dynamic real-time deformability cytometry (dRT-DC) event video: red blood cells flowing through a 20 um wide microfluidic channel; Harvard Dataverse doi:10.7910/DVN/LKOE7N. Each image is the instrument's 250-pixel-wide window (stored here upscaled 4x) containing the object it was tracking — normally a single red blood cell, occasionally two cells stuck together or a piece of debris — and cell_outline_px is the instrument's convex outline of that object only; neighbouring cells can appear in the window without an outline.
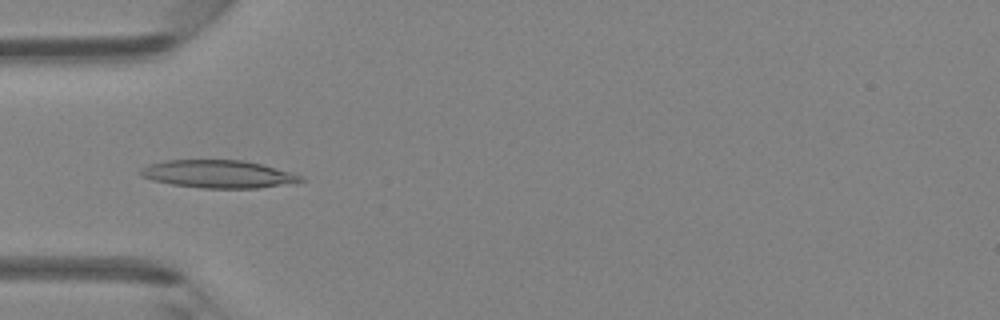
{"species": "Egyptian fruit bat (a non-hibernating species)", "species_latin": "Rousettus aegyptiacus", "temperature_condition": "room temperature", "stored_images_in_passage": 47, "camera_frame_rate_fps": 3000, "um_per_image_px": 0.085, "animal": {"sex": "female"}, "frame": {"image": 1, "passage_image": 15, "time_ms": 4.667, "image_size_px": [1000, 320], "cell_outline_px": [[304, 180], [296, 184], [256, 188], [204, 188], [172, 184], [152, 180], [140, 176], [140, 168], [148, 164], [164, 160], [244, 160], [260, 164], [304, 176]], "centroid_in_image_um": [18.56, 14.8], "position_along_channel_um": 66.4, "area_um2": 26.07}}
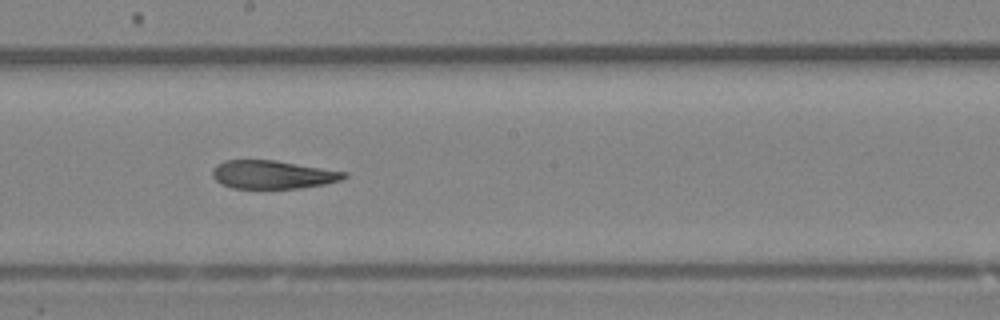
{"frame": {"image": 2, "passage_image": 26, "time_ms": 8.333, "image_size_px": [1000, 320], "cell_outline_px": [[348, 176], [340, 180], [324, 184], [300, 188], [232, 188], [220, 184], [212, 176], [212, 168], [216, 164], [224, 160], [276, 160], [348, 172]], "centroid_in_image_um": [23.16, 14.83], "position_along_channel_um": 225.0, "area_um2": 21.85}}
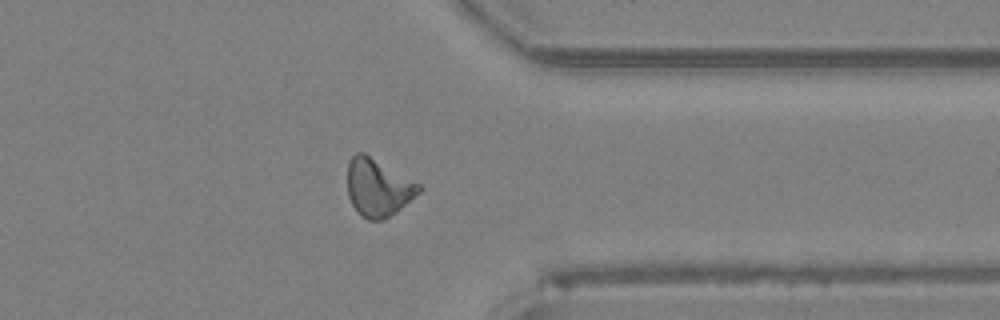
{"frame": {"image": 3, "passage_image": 37, "time_ms": 12.0, "image_size_px": [1000, 320], "cell_outline_px": [[424, 188], [420, 192], [396, 212], [384, 220], [368, 220], [360, 216], [352, 204], [348, 196], [348, 160], [356, 152], [364, 152], [420, 184]], "centroid_in_image_um": [32.12, 15.95], "position_along_channel_um": 379.3, "area_um2": 24.04}, "authors_computed_cell_mechanics": {"area_um2": 23.1778, "velocity_mm_per_s": 4.3577, "shape_relaxation_time_tau1_ms": null, "shape_relaxation_time_tau2_ms": 7.2974, "deformation_change_tau1": null, "deformation_change_tau2": 0.1695}}